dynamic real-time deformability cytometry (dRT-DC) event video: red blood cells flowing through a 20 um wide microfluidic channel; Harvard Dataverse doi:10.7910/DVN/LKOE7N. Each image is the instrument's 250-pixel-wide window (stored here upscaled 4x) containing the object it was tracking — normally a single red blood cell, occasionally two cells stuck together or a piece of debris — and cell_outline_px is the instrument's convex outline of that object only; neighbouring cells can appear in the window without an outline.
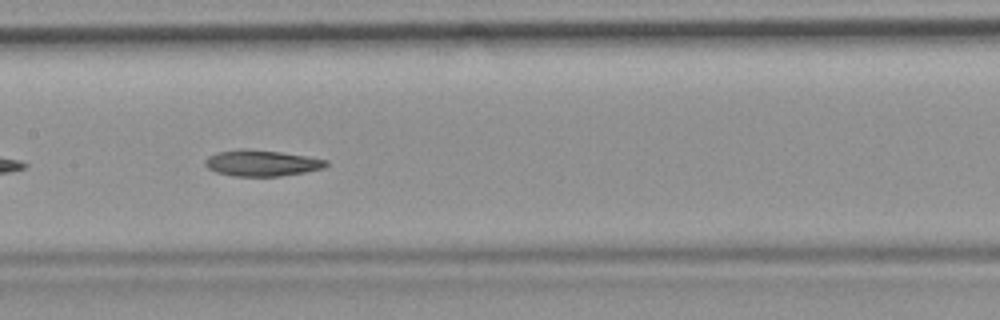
{"species": "common noctule bat (a hibernating species)", "species_latin": "Nyctalus noctula", "temperature_condition": "room temperature", "stored_images_in_passage": 37, "camera_frame_rate_fps": 3000, "um_per_image_px": 0.085, "animal": {"sex": "female", "body_mass_g": 19.9}, "frame": {"image": 1, "passage_image": 11, "time_ms": 3.333, "image_size_px": [1000, 320], "cell_outline_px": [[328, 164], [324, 168], [304, 172], [280, 176], [232, 176], [216, 172], [208, 168], [204, 164], [204, 160], [208, 156], [216, 152], [240, 148], [244, 148], [280, 152], [308, 156], [328, 160]], "centroid_in_image_um": [22.22, 13.85], "position_along_channel_um": 185.2, "area_um2": 18.55}, "authors_computed_cell_mechanics": {"area_um2": 18.9584, "velocity_mm_per_s": 3.8147, "shape_relaxation_time_tau1_ms": null, "shape_relaxation_time_tau2_ms": 10.3169, "deformation_change_tau1": null, "deformation_change_tau2": 0.1914}}